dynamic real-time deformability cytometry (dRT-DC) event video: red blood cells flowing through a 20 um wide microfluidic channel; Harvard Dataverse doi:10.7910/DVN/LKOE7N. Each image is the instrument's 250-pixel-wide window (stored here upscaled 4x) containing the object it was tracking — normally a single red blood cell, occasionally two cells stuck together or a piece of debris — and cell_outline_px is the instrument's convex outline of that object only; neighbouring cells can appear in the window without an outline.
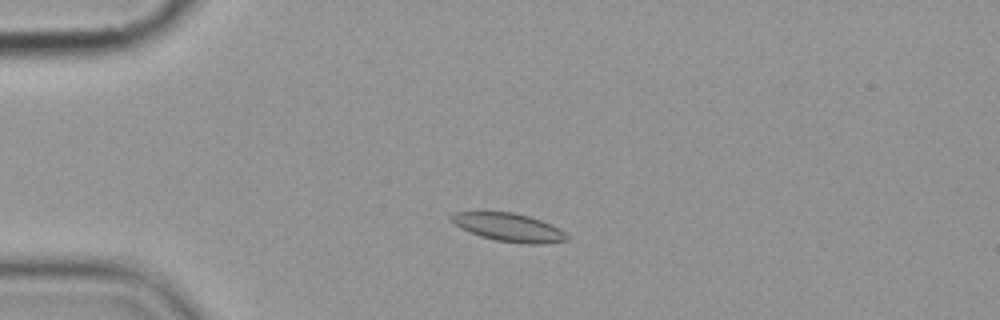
{"species": "common noctule bat (a hibernating species)", "species_latin": "Nyctalus noctula", "temperature_condition": "cold", "stored_images_in_passage": 5, "camera_frame_rate_fps": 3000, "um_per_image_px": 0.085, "animal": {"sex": "female", "body_mass_g": 19.9}, "frame": {"image": 1, "passage_image": 3, "time_ms": 2.333, "image_size_px": [1000, 320], "cell_outline_px": [[568, 240], [544, 244], [524, 244], [496, 240], [480, 236], [468, 232], [460, 228], [448, 220], [448, 216], [452, 212], [512, 212], [528, 216], [552, 224], [560, 228], [568, 236]], "centroid_in_image_um": [43.21, 19.33], "position_along_channel_um": 41.8, "area_um2": 19.25}}
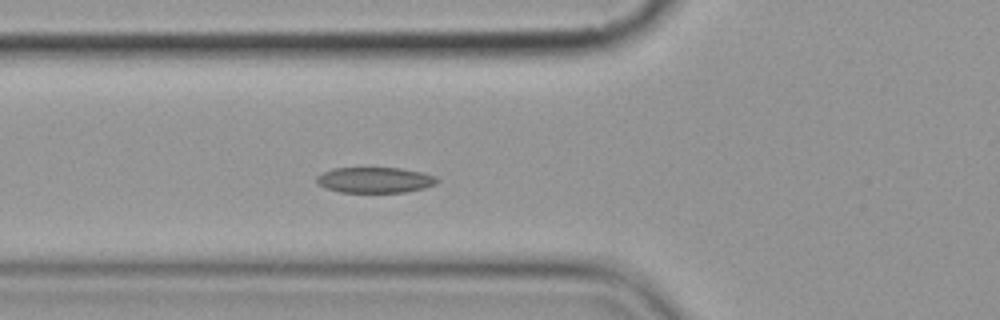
{"frame": {"image": 2, "passage_image": 5, "time_ms": 4.667, "image_size_px": [1000, 320], "cell_outline_px": [[440, 180], [436, 184], [424, 188], [404, 192], [340, 192], [316, 184], [316, 176], [332, 168], [400, 168], [420, 172], [436, 176]], "centroid_in_image_um": [31.87, 15.3], "position_along_channel_um": 93.9, "area_um2": 17.98}}